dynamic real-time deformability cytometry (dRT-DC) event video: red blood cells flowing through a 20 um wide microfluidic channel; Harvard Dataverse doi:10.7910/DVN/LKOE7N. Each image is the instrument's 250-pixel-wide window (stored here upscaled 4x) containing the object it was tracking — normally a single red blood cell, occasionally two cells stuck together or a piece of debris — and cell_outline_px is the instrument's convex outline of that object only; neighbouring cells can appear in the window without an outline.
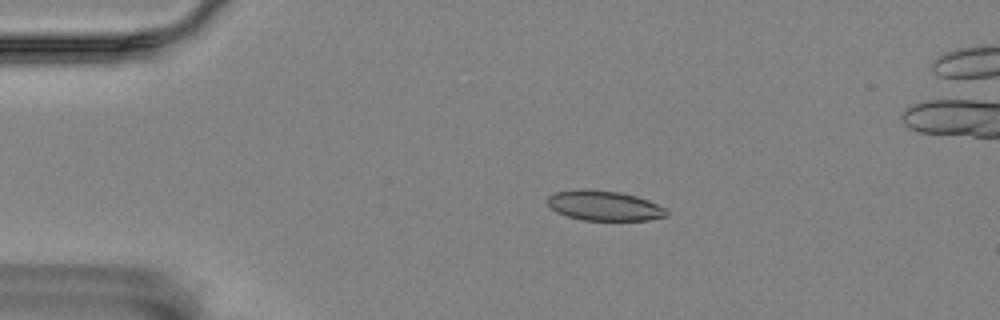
{"species": "Egyptian fruit bat (a non-hibernating species)", "species_latin": "Rousettus aegyptiacus", "temperature_condition": "room temperature", "stored_images_in_passage": 4, "camera_frame_rate_fps": 3000, "um_per_image_px": 0.085, "animal": {"sex": "female"}, "frame": {"image": 1, "passage_image": 3, "time_ms": 0.667, "image_size_px": [1000, 320], "cell_outline_px": [[668, 216], [648, 220], [584, 220], [568, 216], [556, 212], [548, 204], [548, 196], [556, 192], [580, 188], [584, 188], [620, 192], [636, 196], [648, 200], [668, 208]], "centroid_in_image_um": [51.39, 17.47], "position_along_channel_um": 33.6, "area_um2": 20.92}}